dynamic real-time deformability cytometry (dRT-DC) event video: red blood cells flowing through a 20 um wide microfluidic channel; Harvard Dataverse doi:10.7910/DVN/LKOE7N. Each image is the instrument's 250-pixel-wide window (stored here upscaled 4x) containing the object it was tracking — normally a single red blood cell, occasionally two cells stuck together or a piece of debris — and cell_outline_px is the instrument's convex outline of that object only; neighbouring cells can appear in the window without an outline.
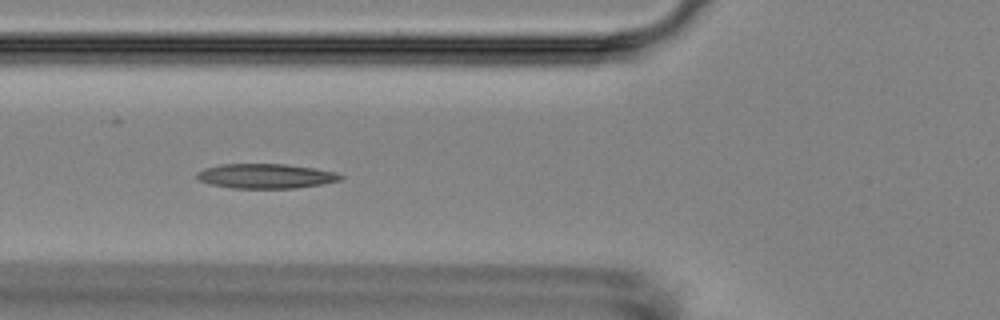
{"species": "Egyptian fruit bat (a non-hibernating species)", "species_latin": "Rousettus aegyptiacus", "temperature_condition": "room temperature", "stored_images_in_passage": 16, "segment_of_instrument_passage": [1, 2], "camera_frame_rate_fps": 3000, "um_per_image_px": 0.085, "animal": {"sex": "female"}, "frame": {"image": 1, "passage_image": 6, "time_ms": 6.667, "image_size_px": [1000, 320], "cell_outline_px": [[344, 176], [340, 180], [320, 184], [296, 188], [232, 188], [208, 184], [200, 180], [196, 176], [196, 172], [204, 168], [220, 164], [284, 164], [312, 168], [336, 172]], "centroid_in_image_um": [22.54, 14.96], "position_along_channel_um": 103.3, "area_um2": 20.58}}
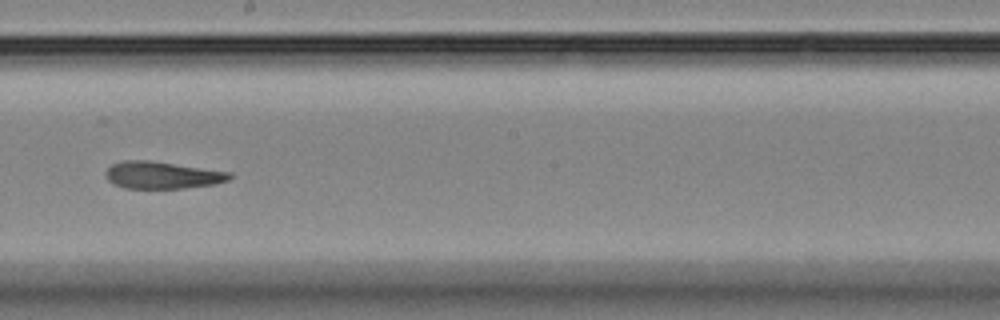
{"frame": {"image": 2, "passage_image": 9, "time_ms": 10.333, "image_size_px": [1000, 320], "cell_outline_px": [[232, 176], [228, 180], [216, 184], [184, 188], [124, 188], [108, 180], [104, 172], [112, 164], [124, 160], [148, 160], [232, 172]], "centroid_in_image_um": [13.8, 14.88], "position_along_channel_um": 234.4, "area_um2": 19.54}}
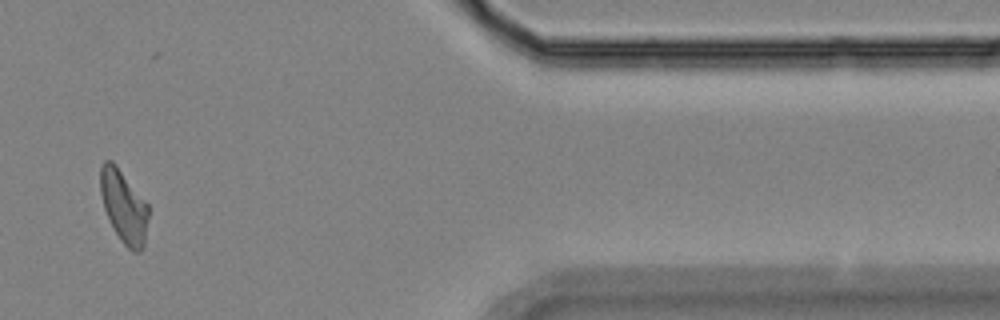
{"frame": {"image": 3, "passage_image": 14, "time_ms": 16.0, "image_size_px": [1000, 320], "cell_outline_px": [[148, 216], [144, 248], [140, 252], [132, 252], [120, 240], [108, 220], [104, 208], [100, 192], [100, 168], [104, 160], [112, 160], [116, 164], [148, 204]], "centroid_in_image_um": [10.51, 17.56], "position_along_channel_um": 400.9, "area_um2": 20.52}}